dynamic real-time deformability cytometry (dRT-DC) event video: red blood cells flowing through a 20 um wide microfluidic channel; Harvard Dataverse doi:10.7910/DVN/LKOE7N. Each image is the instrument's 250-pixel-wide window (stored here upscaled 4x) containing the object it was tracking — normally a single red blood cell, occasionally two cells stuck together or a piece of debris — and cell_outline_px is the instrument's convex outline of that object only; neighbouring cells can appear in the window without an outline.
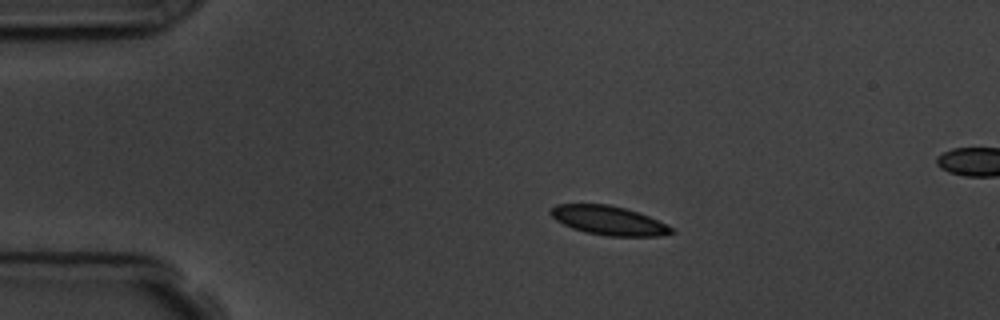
{"species": "common noctule bat (a hibernating species)", "species_latin": "Nyctalus noctula", "temperature_condition": "room temperature", "stored_images_in_passage": 47, "camera_frame_rate_fps": 3000, "um_per_image_px": 0.085, "animal": {"sex": "male", "body_mass_g": 19.5, "forearm_length_mm": 54.6}, "frame": {"image": 1, "passage_image": 1, "time_ms": 0.0, "image_size_px": [1000, 320], "cell_outline_px": [[676, 232], [660, 236], [608, 236], [584, 232], [572, 228], [556, 220], [548, 212], [556, 204], [608, 204], [624, 208], [648, 216], [668, 224]], "centroid_in_image_um": [51.74, 18.74], "position_along_channel_um": 33.3, "area_um2": 20.4}}
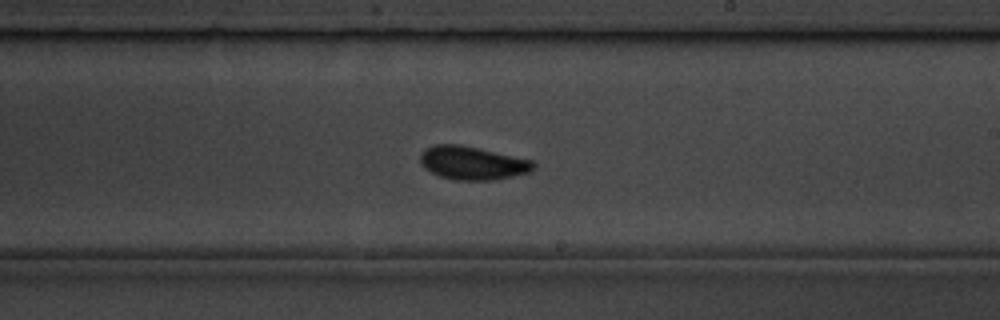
{"frame": {"image": 2, "passage_image": 23, "time_ms": 7.333, "image_size_px": [1000, 320], "cell_outline_px": [[536, 168], [532, 172], [492, 180], [456, 180], [440, 176], [424, 168], [420, 160], [420, 152], [432, 144], [460, 144], [532, 160], [536, 164]], "centroid_in_image_um": [40.16, 13.85], "position_along_channel_um": 248.8, "area_um2": 22.08}}
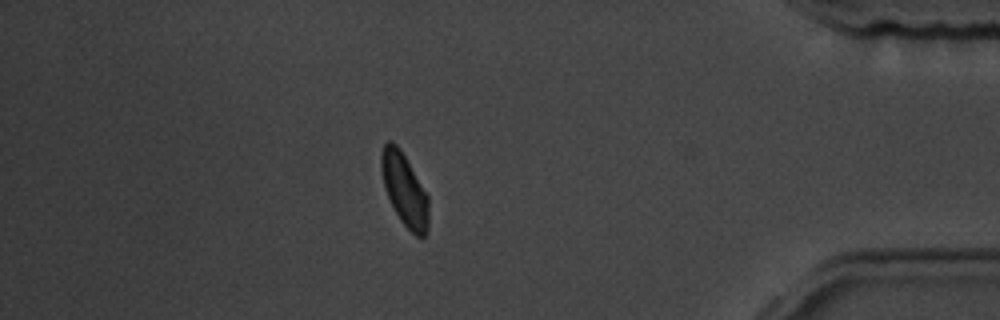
{"frame": {"image": 3, "passage_image": 39, "time_ms": 12.667, "image_size_px": [1000, 320], "cell_outline_px": [[428, 228], [424, 236], [420, 240], [400, 220], [384, 188], [380, 168], [380, 156], [384, 144], [388, 140], [392, 140], [400, 148], [428, 196]], "centroid_in_image_um": [34.37, 16.11], "position_along_channel_um": 400.8, "area_um2": 19.94}, "authors_computed_cell_mechanics": {"area_um2": 21.0392, "velocity_mm_per_s": 3.5837, "shape_relaxation_time_tau1_ms": 2.4738, "shape_relaxation_time_tau2_ms": 1.1126, "deformation_change_tau1": 0.0858, "deformation_change_tau2": 0.0384}}